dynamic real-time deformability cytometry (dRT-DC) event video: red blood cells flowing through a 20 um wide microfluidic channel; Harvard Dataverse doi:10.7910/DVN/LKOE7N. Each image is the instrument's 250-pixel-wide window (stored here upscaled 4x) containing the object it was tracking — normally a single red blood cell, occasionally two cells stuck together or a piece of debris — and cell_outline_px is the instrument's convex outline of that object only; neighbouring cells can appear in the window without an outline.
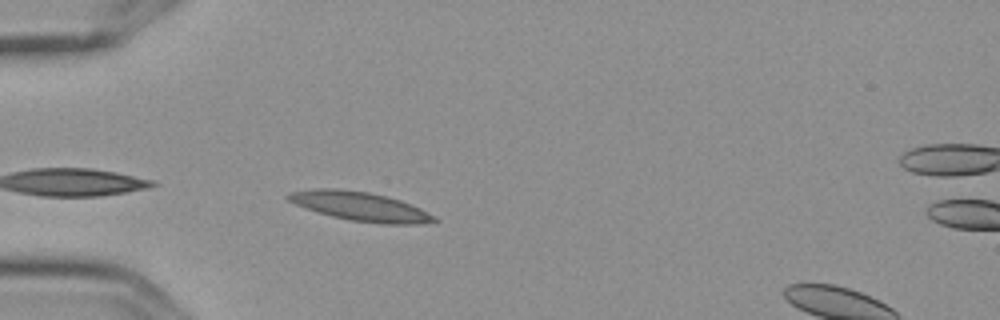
{"species": "Egyptian fruit bat (a non-hibernating species)", "species_latin": "Rousettus aegyptiacus", "temperature_condition": "cold", "stored_images_in_passage": 4, "camera_frame_rate_fps": 3000, "um_per_image_px": 0.085, "frame": {"image": 1, "passage_image": 3, "time_ms": 0.667, "image_size_px": [1000, 320], "cell_outline_px": [[440, 220], [420, 224], [380, 224], [348, 220], [316, 212], [304, 208], [288, 200], [284, 196], [288, 192], [316, 188], [336, 188], [368, 192], [400, 200], [420, 208], [436, 216]], "centroid_in_image_um": [30.59, 17.55], "position_along_channel_um": 54.4, "area_um2": 24.85}}